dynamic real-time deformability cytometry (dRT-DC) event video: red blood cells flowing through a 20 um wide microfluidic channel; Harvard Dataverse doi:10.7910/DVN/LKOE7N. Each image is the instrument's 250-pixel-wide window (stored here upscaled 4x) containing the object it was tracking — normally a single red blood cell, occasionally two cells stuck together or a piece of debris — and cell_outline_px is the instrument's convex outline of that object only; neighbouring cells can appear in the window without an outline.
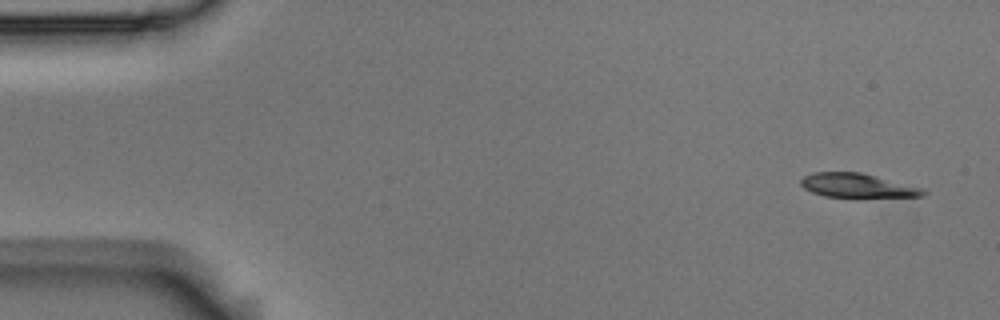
{"species": "Egyptian fruit bat (a non-hibernating species)", "species_latin": "Rousettus aegyptiacus", "temperature_condition": "room temperature", "stored_images_in_passage": 3, "camera_frame_rate_fps": 3000, "um_per_image_px": 0.085, "animal": {"sex": "male"}, "frame": {"image": 1, "passage_image": 1, "time_ms": 0.0, "image_size_px": [1000, 320], "cell_outline_px": [[928, 192], [924, 196], [824, 196], [812, 192], [804, 188], [800, 184], [800, 180], [804, 176], [812, 172], [860, 172], [924, 188]], "centroid_in_image_um": [72.86, 15.75], "position_along_channel_um": 12.1, "area_um2": 16.82}}